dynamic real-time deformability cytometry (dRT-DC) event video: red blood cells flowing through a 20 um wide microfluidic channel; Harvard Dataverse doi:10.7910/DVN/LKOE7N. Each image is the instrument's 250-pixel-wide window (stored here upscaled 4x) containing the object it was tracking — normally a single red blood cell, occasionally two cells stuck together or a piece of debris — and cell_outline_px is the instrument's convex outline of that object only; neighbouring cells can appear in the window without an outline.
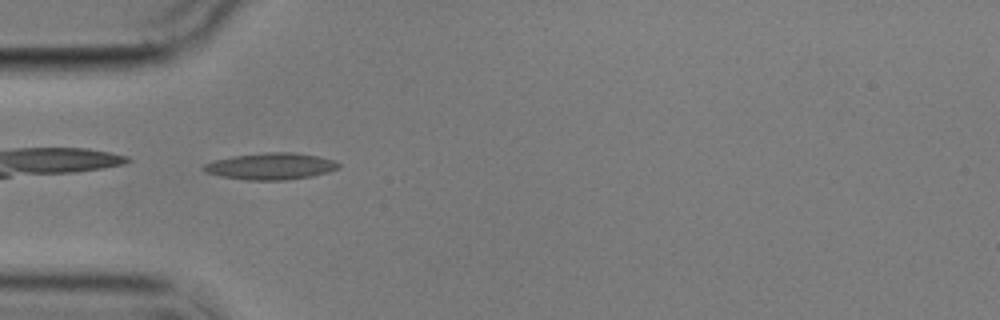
{"species": "common noctule bat (a hibernating species)", "species_latin": "Nyctalus noctula", "temperature_condition": "cold", "stored_images_in_passage": 6, "camera_frame_rate_fps": 3000, "um_per_image_px": 0.085, "animal": {"sex": "male", "body_mass_g": 17.9}, "frame": {"image": 1, "passage_image": 5, "time_ms": 4.667, "image_size_px": [1000, 320], "cell_outline_px": [[340, 168], [328, 172], [312, 176], [284, 180], [248, 180], [224, 176], [204, 172], [200, 168], [204, 164], [216, 160], [232, 156], [264, 152], [296, 152], [320, 156], [336, 160], [340, 164]], "centroid_in_image_um": [23.06, 14.12], "position_along_channel_um": 61.9, "area_um2": 21.1}}